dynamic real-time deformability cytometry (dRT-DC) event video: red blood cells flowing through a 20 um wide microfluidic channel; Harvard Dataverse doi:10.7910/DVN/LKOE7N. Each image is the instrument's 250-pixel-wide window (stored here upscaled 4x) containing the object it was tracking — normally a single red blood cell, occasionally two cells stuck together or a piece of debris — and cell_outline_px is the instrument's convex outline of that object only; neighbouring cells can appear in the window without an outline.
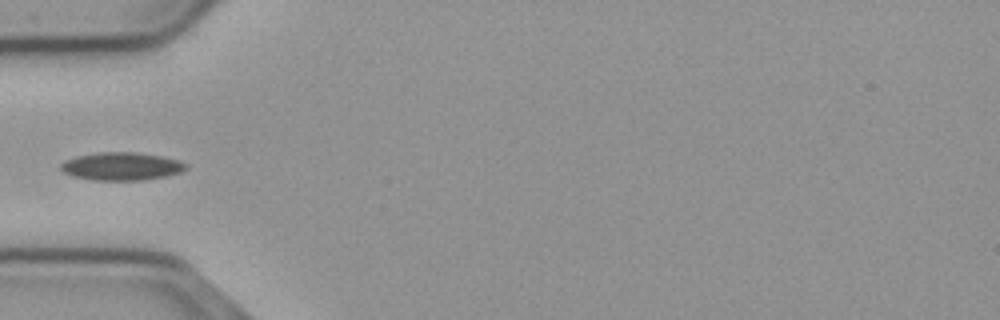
{"species": "common noctule bat (a hibernating species)", "species_latin": "Nyctalus noctula", "temperature_condition": "cold", "stored_images_in_passage": 11, "camera_frame_rate_fps": 3000, "um_per_image_px": 0.085, "animal": {"sex": "male", "body_mass_g": 23.1, "forearm_length_mm": 52.7}, "frame": {"image": 1, "passage_image": 1, "time_ms": 0.0, "image_size_px": [1000, 320], "cell_outline_px": [[188, 168], [180, 172], [164, 176], [144, 180], [92, 180], [72, 176], [64, 172], [60, 168], [60, 164], [64, 160], [76, 156], [100, 152], [136, 152], [160, 156], [180, 160], [188, 164]], "centroid_in_image_um": [10.32, 14.13], "position_along_channel_um": 74.7, "area_um2": 20.46}}
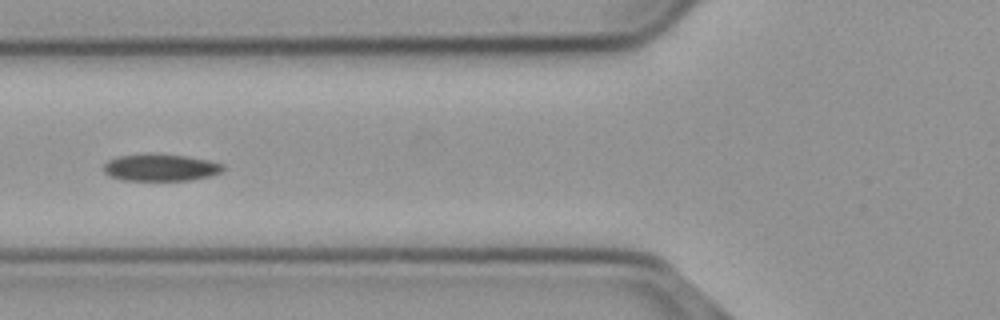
{"frame": {"image": 2, "passage_image": 4, "time_ms": 1.0, "image_size_px": [1000, 320], "cell_outline_px": [[224, 172], [208, 176], [188, 180], [124, 180], [108, 176], [104, 172], [104, 164], [108, 160], [120, 156], [184, 156], [208, 160], [224, 164]], "centroid_in_image_um": [13.68, 14.28], "position_along_channel_um": 112.1, "area_um2": 18.03}}
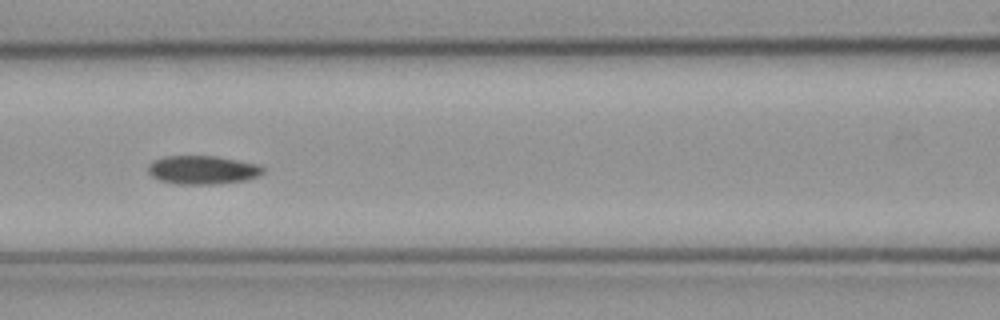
{"frame": {"image": 3, "passage_image": 7, "time_ms": 2.0, "image_size_px": [1000, 320], "cell_outline_px": [[264, 172], [256, 176], [244, 180], [216, 184], [176, 184], [160, 180], [152, 176], [148, 172], [148, 164], [152, 160], [164, 156], [216, 156], [256, 164], [264, 168]], "centroid_in_image_um": [17.16, 14.44], "position_along_channel_um": 149.4, "area_um2": 19.02}}